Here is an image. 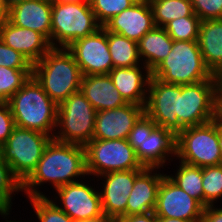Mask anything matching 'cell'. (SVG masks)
Instances as JSON below:
<instances>
[{
    "instance_id": "1",
    "label": "cell",
    "mask_w": 222,
    "mask_h": 222,
    "mask_svg": "<svg viewBox=\"0 0 222 222\" xmlns=\"http://www.w3.org/2000/svg\"><path fill=\"white\" fill-rule=\"evenodd\" d=\"M88 176L85 147L79 144L62 143L53 138L46 145L36 169L22 183L27 197H45L37 186L51 183L54 189L77 182L75 177Z\"/></svg>"
},
{
    "instance_id": "2",
    "label": "cell",
    "mask_w": 222,
    "mask_h": 222,
    "mask_svg": "<svg viewBox=\"0 0 222 222\" xmlns=\"http://www.w3.org/2000/svg\"><path fill=\"white\" fill-rule=\"evenodd\" d=\"M15 126L54 137L58 105L46 94L33 76L7 101Z\"/></svg>"
},
{
    "instance_id": "3",
    "label": "cell",
    "mask_w": 222,
    "mask_h": 222,
    "mask_svg": "<svg viewBox=\"0 0 222 222\" xmlns=\"http://www.w3.org/2000/svg\"><path fill=\"white\" fill-rule=\"evenodd\" d=\"M32 76L46 94L60 105L80 90L83 74L67 48H51L33 65Z\"/></svg>"
},
{
    "instance_id": "4",
    "label": "cell",
    "mask_w": 222,
    "mask_h": 222,
    "mask_svg": "<svg viewBox=\"0 0 222 222\" xmlns=\"http://www.w3.org/2000/svg\"><path fill=\"white\" fill-rule=\"evenodd\" d=\"M164 83L187 85L219 80L206 67L198 41H175L168 56L151 72Z\"/></svg>"
},
{
    "instance_id": "5",
    "label": "cell",
    "mask_w": 222,
    "mask_h": 222,
    "mask_svg": "<svg viewBox=\"0 0 222 222\" xmlns=\"http://www.w3.org/2000/svg\"><path fill=\"white\" fill-rule=\"evenodd\" d=\"M127 140L144 168L160 169L169 156L176 157L177 136L162 126H157L146 113L135 123Z\"/></svg>"
},
{
    "instance_id": "6",
    "label": "cell",
    "mask_w": 222,
    "mask_h": 222,
    "mask_svg": "<svg viewBox=\"0 0 222 222\" xmlns=\"http://www.w3.org/2000/svg\"><path fill=\"white\" fill-rule=\"evenodd\" d=\"M101 27L89 2L52 0V48H67L71 43L95 33Z\"/></svg>"
},
{
    "instance_id": "7",
    "label": "cell",
    "mask_w": 222,
    "mask_h": 222,
    "mask_svg": "<svg viewBox=\"0 0 222 222\" xmlns=\"http://www.w3.org/2000/svg\"><path fill=\"white\" fill-rule=\"evenodd\" d=\"M51 136L15 126L0 148L2 158L10 165L13 175L23 183L36 169Z\"/></svg>"
},
{
    "instance_id": "8",
    "label": "cell",
    "mask_w": 222,
    "mask_h": 222,
    "mask_svg": "<svg viewBox=\"0 0 222 222\" xmlns=\"http://www.w3.org/2000/svg\"><path fill=\"white\" fill-rule=\"evenodd\" d=\"M97 111L79 90L58 105V133L53 139L85 146L93 138Z\"/></svg>"
},
{
    "instance_id": "9",
    "label": "cell",
    "mask_w": 222,
    "mask_h": 222,
    "mask_svg": "<svg viewBox=\"0 0 222 222\" xmlns=\"http://www.w3.org/2000/svg\"><path fill=\"white\" fill-rule=\"evenodd\" d=\"M176 157L186 164L202 168L221 164L219 123L213 120L184 128L177 135Z\"/></svg>"
},
{
    "instance_id": "10",
    "label": "cell",
    "mask_w": 222,
    "mask_h": 222,
    "mask_svg": "<svg viewBox=\"0 0 222 222\" xmlns=\"http://www.w3.org/2000/svg\"><path fill=\"white\" fill-rule=\"evenodd\" d=\"M84 147L88 176L97 178L110 172L145 169L127 139H92Z\"/></svg>"
},
{
    "instance_id": "11",
    "label": "cell",
    "mask_w": 222,
    "mask_h": 222,
    "mask_svg": "<svg viewBox=\"0 0 222 222\" xmlns=\"http://www.w3.org/2000/svg\"><path fill=\"white\" fill-rule=\"evenodd\" d=\"M219 80H204L180 85V105L177 118L184 128L215 120Z\"/></svg>"
},
{
    "instance_id": "12",
    "label": "cell",
    "mask_w": 222,
    "mask_h": 222,
    "mask_svg": "<svg viewBox=\"0 0 222 222\" xmlns=\"http://www.w3.org/2000/svg\"><path fill=\"white\" fill-rule=\"evenodd\" d=\"M179 105L180 85L164 83L151 76L145 113L157 126H162L176 136L184 129L177 118Z\"/></svg>"
},
{
    "instance_id": "13",
    "label": "cell",
    "mask_w": 222,
    "mask_h": 222,
    "mask_svg": "<svg viewBox=\"0 0 222 222\" xmlns=\"http://www.w3.org/2000/svg\"><path fill=\"white\" fill-rule=\"evenodd\" d=\"M67 50L73 55L83 76L109 74L113 69L107 31L103 27L71 43Z\"/></svg>"
},
{
    "instance_id": "14",
    "label": "cell",
    "mask_w": 222,
    "mask_h": 222,
    "mask_svg": "<svg viewBox=\"0 0 222 222\" xmlns=\"http://www.w3.org/2000/svg\"><path fill=\"white\" fill-rule=\"evenodd\" d=\"M203 208L195 198L176 185L168 175H164L154 209L157 217L201 222Z\"/></svg>"
},
{
    "instance_id": "15",
    "label": "cell",
    "mask_w": 222,
    "mask_h": 222,
    "mask_svg": "<svg viewBox=\"0 0 222 222\" xmlns=\"http://www.w3.org/2000/svg\"><path fill=\"white\" fill-rule=\"evenodd\" d=\"M59 201H62V209L72 220H89L95 218H106L102 212L99 191L93 186L79 182L69 183L56 189Z\"/></svg>"
},
{
    "instance_id": "16",
    "label": "cell",
    "mask_w": 222,
    "mask_h": 222,
    "mask_svg": "<svg viewBox=\"0 0 222 222\" xmlns=\"http://www.w3.org/2000/svg\"><path fill=\"white\" fill-rule=\"evenodd\" d=\"M144 169H132L127 171L110 172L102 174L104 180L100 198L103 215L109 219L118 221L126 216V205L135 178Z\"/></svg>"
},
{
    "instance_id": "17",
    "label": "cell",
    "mask_w": 222,
    "mask_h": 222,
    "mask_svg": "<svg viewBox=\"0 0 222 222\" xmlns=\"http://www.w3.org/2000/svg\"><path fill=\"white\" fill-rule=\"evenodd\" d=\"M145 113V106L127 103L119 108L96 113L92 139H127L138 119Z\"/></svg>"
},
{
    "instance_id": "18",
    "label": "cell",
    "mask_w": 222,
    "mask_h": 222,
    "mask_svg": "<svg viewBox=\"0 0 222 222\" xmlns=\"http://www.w3.org/2000/svg\"><path fill=\"white\" fill-rule=\"evenodd\" d=\"M102 27L106 31L138 42L155 27L151 6L147 2L138 0L131 7L113 16Z\"/></svg>"
},
{
    "instance_id": "19",
    "label": "cell",
    "mask_w": 222,
    "mask_h": 222,
    "mask_svg": "<svg viewBox=\"0 0 222 222\" xmlns=\"http://www.w3.org/2000/svg\"><path fill=\"white\" fill-rule=\"evenodd\" d=\"M0 40L22 54L33 65L52 48L43 34L15 26L9 20L0 27Z\"/></svg>"
},
{
    "instance_id": "20",
    "label": "cell",
    "mask_w": 222,
    "mask_h": 222,
    "mask_svg": "<svg viewBox=\"0 0 222 222\" xmlns=\"http://www.w3.org/2000/svg\"><path fill=\"white\" fill-rule=\"evenodd\" d=\"M52 0H26L9 10V21L15 26L43 34L51 45Z\"/></svg>"
},
{
    "instance_id": "21",
    "label": "cell",
    "mask_w": 222,
    "mask_h": 222,
    "mask_svg": "<svg viewBox=\"0 0 222 222\" xmlns=\"http://www.w3.org/2000/svg\"><path fill=\"white\" fill-rule=\"evenodd\" d=\"M163 177L164 173L158 172L157 174L156 168H145L135 178L127 200L126 216L154 212L159 186Z\"/></svg>"
},
{
    "instance_id": "22",
    "label": "cell",
    "mask_w": 222,
    "mask_h": 222,
    "mask_svg": "<svg viewBox=\"0 0 222 222\" xmlns=\"http://www.w3.org/2000/svg\"><path fill=\"white\" fill-rule=\"evenodd\" d=\"M109 76L126 103L146 105L149 81L152 76L150 71L143 73L140 65L129 68L119 67L113 68Z\"/></svg>"
},
{
    "instance_id": "23",
    "label": "cell",
    "mask_w": 222,
    "mask_h": 222,
    "mask_svg": "<svg viewBox=\"0 0 222 222\" xmlns=\"http://www.w3.org/2000/svg\"><path fill=\"white\" fill-rule=\"evenodd\" d=\"M80 91L97 112L119 108L127 104L109 74L83 76Z\"/></svg>"
},
{
    "instance_id": "24",
    "label": "cell",
    "mask_w": 222,
    "mask_h": 222,
    "mask_svg": "<svg viewBox=\"0 0 222 222\" xmlns=\"http://www.w3.org/2000/svg\"><path fill=\"white\" fill-rule=\"evenodd\" d=\"M198 44L206 67L219 76L222 73V19L201 21Z\"/></svg>"
},
{
    "instance_id": "25",
    "label": "cell",
    "mask_w": 222,
    "mask_h": 222,
    "mask_svg": "<svg viewBox=\"0 0 222 222\" xmlns=\"http://www.w3.org/2000/svg\"><path fill=\"white\" fill-rule=\"evenodd\" d=\"M172 44L173 39L163 27L155 26L147 32L137 42L139 56L143 61L141 68L152 72L168 56Z\"/></svg>"
},
{
    "instance_id": "26",
    "label": "cell",
    "mask_w": 222,
    "mask_h": 222,
    "mask_svg": "<svg viewBox=\"0 0 222 222\" xmlns=\"http://www.w3.org/2000/svg\"><path fill=\"white\" fill-rule=\"evenodd\" d=\"M108 49L113 68H129L140 65L141 61L137 42L122 35L107 31Z\"/></svg>"
},
{
    "instance_id": "27",
    "label": "cell",
    "mask_w": 222,
    "mask_h": 222,
    "mask_svg": "<svg viewBox=\"0 0 222 222\" xmlns=\"http://www.w3.org/2000/svg\"><path fill=\"white\" fill-rule=\"evenodd\" d=\"M149 4L156 27H164L170 21L194 14L190 0H154Z\"/></svg>"
},
{
    "instance_id": "28",
    "label": "cell",
    "mask_w": 222,
    "mask_h": 222,
    "mask_svg": "<svg viewBox=\"0 0 222 222\" xmlns=\"http://www.w3.org/2000/svg\"><path fill=\"white\" fill-rule=\"evenodd\" d=\"M175 176L168 177L188 195L195 198L204 207V191L202 188V167L186 164L179 161Z\"/></svg>"
},
{
    "instance_id": "29",
    "label": "cell",
    "mask_w": 222,
    "mask_h": 222,
    "mask_svg": "<svg viewBox=\"0 0 222 222\" xmlns=\"http://www.w3.org/2000/svg\"><path fill=\"white\" fill-rule=\"evenodd\" d=\"M22 191V183L13 175L10 165L0 154V215L7 217L10 213L12 194Z\"/></svg>"
},
{
    "instance_id": "30",
    "label": "cell",
    "mask_w": 222,
    "mask_h": 222,
    "mask_svg": "<svg viewBox=\"0 0 222 222\" xmlns=\"http://www.w3.org/2000/svg\"><path fill=\"white\" fill-rule=\"evenodd\" d=\"M32 70L0 66V102H7L32 76Z\"/></svg>"
},
{
    "instance_id": "31",
    "label": "cell",
    "mask_w": 222,
    "mask_h": 222,
    "mask_svg": "<svg viewBox=\"0 0 222 222\" xmlns=\"http://www.w3.org/2000/svg\"><path fill=\"white\" fill-rule=\"evenodd\" d=\"M200 24L201 19L194 13L170 21L163 28L175 41H198Z\"/></svg>"
},
{
    "instance_id": "32",
    "label": "cell",
    "mask_w": 222,
    "mask_h": 222,
    "mask_svg": "<svg viewBox=\"0 0 222 222\" xmlns=\"http://www.w3.org/2000/svg\"><path fill=\"white\" fill-rule=\"evenodd\" d=\"M204 207L214 205L222 196V164L202 168Z\"/></svg>"
},
{
    "instance_id": "33",
    "label": "cell",
    "mask_w": 222,
    "mask_h": 222,
    "mask_svg": "<svg viewBox=\"0 0 222 222\" xmlns=\"http://www.w3.org/2000/svg\"><path fill=\"white\" fill-rule=\"evenodd\" d=\"M29 200L40 222H75L47 196L30 197Z\"/></svg>"
},
{
    "instance_id": "34",
    "label": "cell",
    "mask_w": 222,
    "mask_h": 222,
    "mask_svg": "<svg viewBox=\"0 0 222 222\" xmlns=\"http://www.w3.org/2000/svg\"><path fill=\"white\" fill-rule=\"evenodd\" d=\"M138 0H89L97 22L103 26L113 16L131 7Z\"/></svg>"
},
{
    "instance_id": "35",
    "label": "cell",
    "mask_w": 222,
    "mask_h": 222,
    "mask_svg": "<svg viewBox=\"0 0 222 222\" xmlns=\"http://www.w3.org/2000/svg\"><path fill=\"white\" fill-rule=\"evenodd\" d=\"M0 66L13 69H33V64L18 51L0 40Z\"/></svg>"
},
{
    "instance_id": "36",
    "label": "cell",
    "mask_w": 222,
    "mask_h": 222,
    "mask_svg": "<svg viewBox=\"0 0 222 222\" xmlns=\"http://www.w3.org/2000/svg\"><path fill=\"white\" fill-rule=\"evenodd\" d=\"M193 12L201 19H222V0H190Z\"/></svg>"
},
{
    "instance_id": "37",
    "label": "cell",
    "mask_w": 222,
    "mask_h": 222,
    "mask_svg": "<svg viewBox=\"0 0 222 222\" xmlns=\"http://www.w3.org/2000/svg\"><path fill=\"white\" fill-rule=\"evenodd\" d=\"M15 128V121L8 102H0V148Z\"/></svg>"
},
{
    "instance_id": "38",
    "label": "cell",
    "mask_w": 222,
    "mask_h": 222,
    "mask_svg": "<svg viewBox=\"0 0 222 222\" xmlns=\"http://www.w3.org/2000/svg\"><path fill=\"white\" fill-rule=\"evenodd\" d=\"M201 222H222V208L214 205L204 207Z\"/></svg>"
},
{
    "instance_id": "39",
    "label": "cell",
    "mask_w": 222,
    "mask_h": 222,
    "mask_svg": "<svg viewBox=\"0 0 222 222\" xmlns=\"http://www.w3.org/2000/svg\"><path fill=\"white\" fill-rule=\"evenodd\" d=\"M117 222H157V216L154 212H148L145 214L125 216Z\"/></svg>"
},
{
    "instance_id": "40",
    "label": "cell",
    "mask_w": 222,
    "mask_h": 222,
    "mask_svg": "<svg viewBox=\"0 0 222 222\" xmlns=\"http://www.w3.org/2000/svg\"><path fill=\"white\" fill-rule=\"evenodd\" d=\"M215 120L222 127V89L219 87L217 100H216V117Z\"/></svg>"
},
{
    "instance_id": "41",
    "label": "cell",
    "mask_w": 222,
    "mask_h": 222,
    "mask_svg": "<svg viewBox=\"0 0 222 222\" xmlns=\"http://www.w3.org/2000/svg\"><path fill=\"white\" fill-rule=\"evenodd\" d=\"M9 8L4 0H0V27L9 20Z\"/></svg>"
},
{
    "instance_id": "42",
    "label": "cell",
    "mask_w": 222,
    "mask_h": 222,
    "mask_svg": "<svg viewBox=\"0 0 222 222\" xmlns=\"http://www.w3.org/2000/svg\"><path fill=\"white\" fill-rule=\"evenodd\" d=\"M157 222H192L184 219L157 217Z\"/></svg>"
},
{
    "instance_id": "43",
    "label": "cell",
    "mask_w": 222,
    "mask_h": 222,
    "mask_svg": "<svg viewBox=\"0 0 222 222\" xmlns=\"http://www.w3.org/2000/svg\"><path fill=\"white\" fill-rule=\"evenodd\" d=\"M76 222H117V221L106 217V218H95L89 220H80Z\"/></svg>"
},
{
    "instance_id": "44",
    "label": "cell",
    "mask_w": 222,
    "mask_h": 222,
    "mask_svg": "<svg viewBox=\"0 0 222 222\" xmlns=\"http://www.w3.org/2000/svg\"><path fill=\"white\" fill-rule=\"evenodd\" d=\"M6 5L8 6V8H12L13 6L19 4V3H22L26 0H4Z\"/></svg>"
},
{
    "instance_id": "45",
    "label": "cell",
    "mask_w": 222,
    "mask_h": 222,
    "mask_svg": "<svg viewBox=\"0 0 222 222\" xmlns=\"http://www.w3.org/2000/svg\"><path fill=\"white\" fill-rule=\"evenodd\" d=\"M219 143L221 152V164H222V127L219 125Z\"/></svg>"
},
{
    "instance_id": "46",
    "label": "cell",
    "mask_w": 222,
    "mask_h": 222,
    "mask_svg": "<svg viewBox=\"0 0 222 222\" xmlns=\"http://www.w3.org/2000/svg\"><path fill=\"white\" fill-rule=\"evenodd\" d=\"M59 2H89V0H54Z\"/></svg>"
},
{
    "instance_id": "47",
    "label": "cell",
    "mask_w": 222,
    "mask_h": 222,
    "mask_svg": "<svg viewBox=\"0 0 222 222\" xmlns=\"http://www.w3.org/2000/svg\"><path fill=\"white\" fill-rule=\"evenodd\" d=\"M218 77H219V87L222 89V73Z\"/></svg>"
},
{
    "instance_id": "48",
    "label": "cell",
    "mask_w": 222,
    "mask_h": 222,
    "mask_svg": "<svg viewBox=\"0 0 222 222\" xmlns=\"http://www.w3.org/2000/svg\"><path fill=\"white\" fill-rule=\"evenodd\" d=\"M141 1H144V2L150 3L151 1H154V0H141Z\"/></svg>"
}]
</instances>
